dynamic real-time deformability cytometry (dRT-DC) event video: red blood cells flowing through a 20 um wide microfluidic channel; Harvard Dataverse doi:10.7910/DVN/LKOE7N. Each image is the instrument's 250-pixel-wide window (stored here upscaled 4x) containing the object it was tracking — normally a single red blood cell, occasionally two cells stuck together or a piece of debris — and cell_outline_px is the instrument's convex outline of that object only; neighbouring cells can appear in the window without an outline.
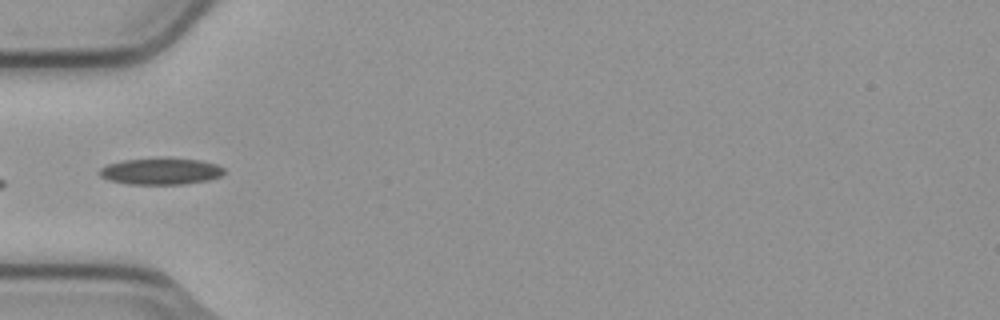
{"species": "common noctule bat (a hibernating species)", "species_latin": "Nyctalus noctula", "temperature_condition": "cold", "stored_images_in_passage": 6, "camera_frame_rate_fps": 3000, "um_per_image_px": 0.085, "animal": {"sex": "male", "body_mass_g": 23.1, "forearm_length_mm": 52.7}, "frame": {"image": 1, "passage_image": 6, "time_ms": 1.667, "image_size_px": [1000, 320], "cell_outline_px": [[224, 172], [220, 176], [208, 180], [184, 184], [132, 184], [108, 180], [100, 176], [96, 172], [100, 168], [108, 164], [124, 160], [168, 156], [200, 160], [216, 164], [224, 168]], "centroid_in_image_um": [13.65, 14.53], "position_along_channel_um": 71.3, "area_um2": 19.71}}